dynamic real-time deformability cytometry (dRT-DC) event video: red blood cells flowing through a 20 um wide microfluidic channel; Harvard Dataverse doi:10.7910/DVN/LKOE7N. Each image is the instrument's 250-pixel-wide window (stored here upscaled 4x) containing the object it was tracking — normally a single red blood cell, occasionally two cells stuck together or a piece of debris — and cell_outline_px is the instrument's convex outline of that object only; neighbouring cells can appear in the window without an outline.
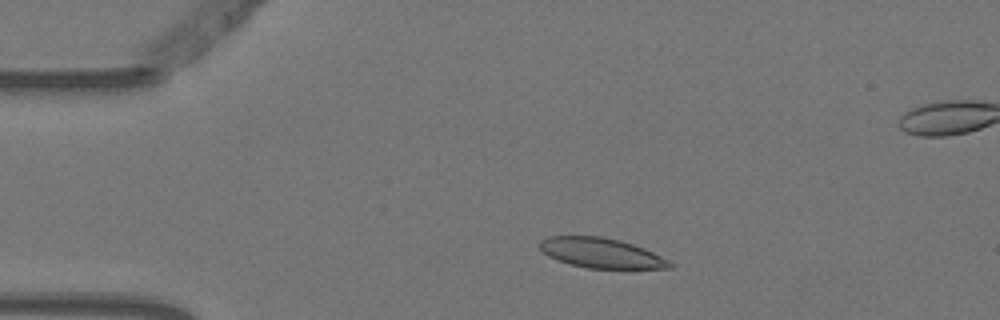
{"species": "Egyptian fruit bat (a non-hibernating species)", "species_latin": "Rousettus aegyptiacus", "temperature_condition": "warm", "stored_images_in_passage": 5, "camera_frame_rate_fps": 3000, "um_per_image_px": 0.085, "animal": {"sex": "female"}, "frame": {"image": 1, "passage_image": 3, "time_ms": 0.667, "image_size_px": [1000, 320], "cell_outline_px": [[672, 268], [588, 268], [568, 264], [556, 260], [548, 256], [540, 248], [540, 240], [548, 236], [600, 236], [620, 240], [644, 248], [668, 260], [672, 264]], "centroid_in_image_um": [51.05, 21.5], "position_along_channel_um": 33.9, "area_um2": 22.54}}